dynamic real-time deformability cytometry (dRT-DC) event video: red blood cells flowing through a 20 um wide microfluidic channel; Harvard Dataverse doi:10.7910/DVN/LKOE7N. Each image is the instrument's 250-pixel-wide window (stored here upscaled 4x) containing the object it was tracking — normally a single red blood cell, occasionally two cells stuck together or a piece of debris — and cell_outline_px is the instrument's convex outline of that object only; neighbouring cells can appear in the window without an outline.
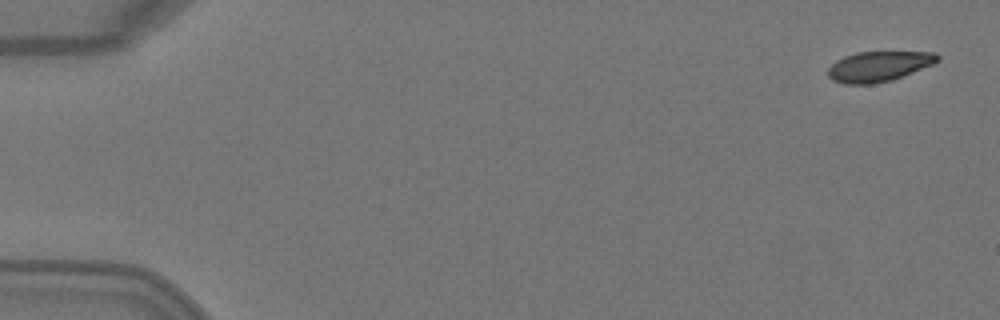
{"species": "Egyptian fruit bat (a non-hibernating species)", "species_latin": "Rousettus aegyptiacus", "temperature_condition": "warm", "stored_images_in_passage": 4, "camera_frame_rate_fps": 3000, "um_per_image_px": 0.085, "animal": {"sex": "female"}, "frame": {"image": 1, "passage_image": 1, "time_ms": 0.0, "image_size_px": [1000, 320], "cell_outline_px": [[940, 60], [932, 64], [892, 80], [872, 84], [844, 84], [832, 80], [828, 76], [828, 68], [836, 60], [844, 56], [856, 52], [936, 52], [940, 56]], "centroid_in_image_um": [74.67, 5.64], "position_along_channel_um": 10.3, "area_um2": 19.25}}